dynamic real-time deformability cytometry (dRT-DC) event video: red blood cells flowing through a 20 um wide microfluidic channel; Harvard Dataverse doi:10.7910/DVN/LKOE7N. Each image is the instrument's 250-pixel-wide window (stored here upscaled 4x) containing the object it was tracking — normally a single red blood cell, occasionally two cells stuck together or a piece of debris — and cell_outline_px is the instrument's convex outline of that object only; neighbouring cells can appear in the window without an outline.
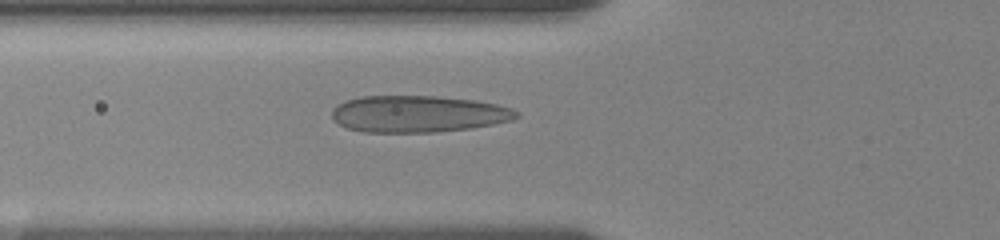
{"species": "human", "species_latin": "Homo sapiens", "temperature_condition": "room temperature", "stored_images_in_passage": 28, "camera_frame_rate_fps": 3000, "um_per_image_px": 0.085, "donor": {"sex": "female"}, "frame": {"image": 1, "passage_image": 3, "time_ms": 0.667, "image_size_px": [1000, 240], "cell_outline_px": [[520, 116], [512, 120], [472, 128], [436, 132], [364, 132], [348, 128], [332, 120], [332, 108], [348, 100], [360, 96], [436, 96], [476, 100], [496, 104], [512, 108], [520, 112]], "centroid_in_image_um": [35.57, 9.68], "position_along_channel_um": 90.2, "area_um2": 39.59}}
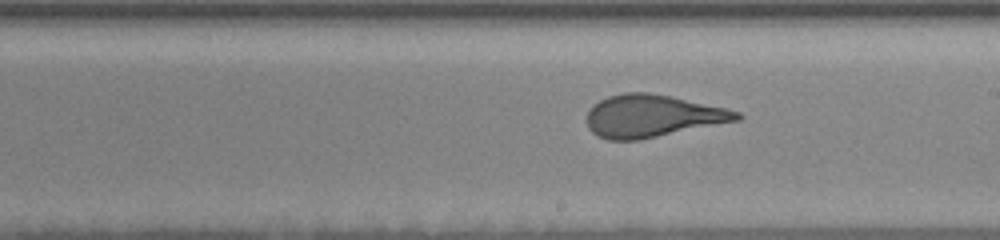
{"frame": {"image": 2, "passage_image": 13, "time_ms": 4.667, "image_size_px": [1000, 240], "cell_outline_px": [[744, 116], [740, 120], [640, 140], [608, 140], [596, 136], [588, 128], [588, 108], [592, 104], [608, 96], [624, 92], [648, 92], [672, 96], [728, 108], [740, 112]], "centroid_in_image_um": [55.46, 9.85], "position_along_channel_um": 233.5, "area_um2": 37.45}}
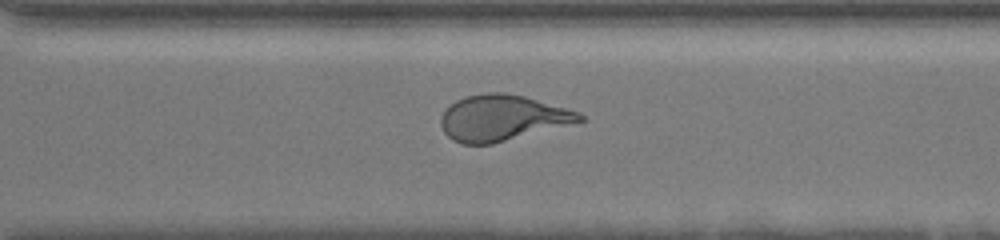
{"frame": {"image": 3, "passage_image": 18, "time_ms": 7.333, "image_size_px": [1000, 240], "cell_outline_px": [[588, 120], [492, 144], [460, 144], [452, 140], [444, 132], [440, 124], [440, 116], [456, 100], [468, 96], [488, 92], [504, 92], [524, 96], [580, 112]], "centroid_in_image_um": [42.71, 10.03], "position_along_channel_um": 327.9, "area_um2": 37.05}, "authors_computed_cell_mechanics": {"area_um2": 37.5122, "velocity_mm_per_s": 3.5609, "shape_relaxation_time_tau1_ms": 6.9817, "shape_relaxation_time_tau2_ms": 0.821, "deformation_change_tau1": 0.2361, "deformation_change_tau2": 0.0819}}